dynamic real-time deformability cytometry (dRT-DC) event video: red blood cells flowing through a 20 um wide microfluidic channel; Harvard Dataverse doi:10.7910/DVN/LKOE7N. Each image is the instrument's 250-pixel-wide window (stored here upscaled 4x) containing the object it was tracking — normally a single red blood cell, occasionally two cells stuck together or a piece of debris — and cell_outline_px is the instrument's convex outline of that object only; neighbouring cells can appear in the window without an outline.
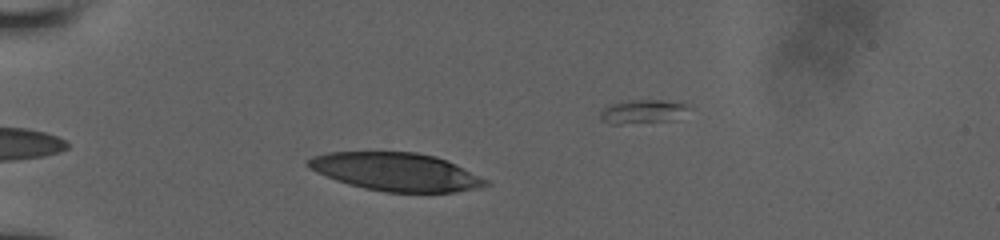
{"species": "human", "species_latin": "Homo sapiens", "temperature_condition": "room temperature", "stored_images_in_passage": 6, "camera_frame_rate_fps": 3000, "um_per_image_px": 0.085, "donor": {"sex": "male"}, "frame": {"image": 1, "passage_image": 4, "time_ms": 3.667, "image_size_px": [1000, 240], "cell_outline_px": [[492, 184], [480, 188], [456, 192], [384, 192], [364, 188], [348, 184], [336, 180], [316, 172], [308, 168], [304, 164], [312, 156], [328, 152], [416, 152], [436, 156], [488, 180]], "centroid_in_image_um": [33.64, 14.61], "position_along_channel_um": 51.4, "area_um2": 39.42}}